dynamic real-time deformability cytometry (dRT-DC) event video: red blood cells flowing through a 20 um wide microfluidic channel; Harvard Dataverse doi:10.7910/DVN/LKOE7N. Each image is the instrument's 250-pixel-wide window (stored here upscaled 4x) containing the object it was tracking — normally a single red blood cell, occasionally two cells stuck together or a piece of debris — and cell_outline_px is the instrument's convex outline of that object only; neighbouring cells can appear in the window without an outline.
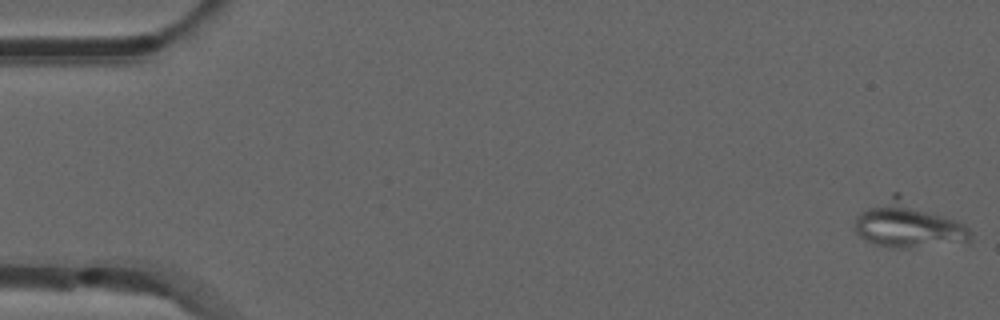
{"species": "common noctule bat (a hibernating species)", "species_latin": "Nyctalus noctula", "temperature_condition": "room temperature", "stored_images_in_passage": 15, "camera_frame_rate_fps": 3000, "um_per_image_px": 0.085, "animal": {"sex": "male", "forearm_length_mm": 52.5}, "frame": {"image": 1, "passage_image": 1, "time_ms": 0.0, "image_size_px": [1000, 320], "cell_outline_px": [[972, 236], [968, 244], [908, 248], [892, 248], [876, 244], [860, 236], [856, 232], [856, 216], [860, 212], [892, 192], [900, 192], [964, 224], [972, 232]], "centroid_in_image_um": [77.27, 19.08], "position_along_channel_um": 7.7, "area_um2": 31.85}}
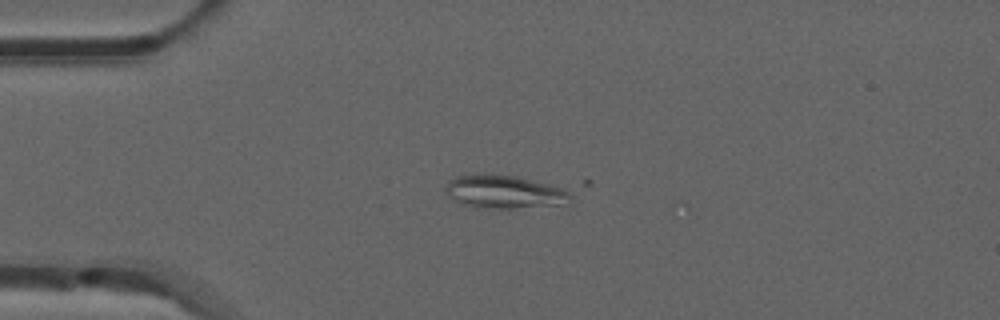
{"frame": {"image": 2, "passage_image": 13, "time_ms": 4.0, "image_size_px": [1000, 320], "cell_outline_px": [[572, 204], [512, 208], [476, 208], [464, 204], [448, 196], [444, 188], [448, 180], [456, 176], [516, 176], [548, 184], [560, 188], [568, 192], [572, 196]], "centroid_in_image_um": [42.9, 16.35], "position_along_channel_um": 42.1, "area_um2": 23.7}}